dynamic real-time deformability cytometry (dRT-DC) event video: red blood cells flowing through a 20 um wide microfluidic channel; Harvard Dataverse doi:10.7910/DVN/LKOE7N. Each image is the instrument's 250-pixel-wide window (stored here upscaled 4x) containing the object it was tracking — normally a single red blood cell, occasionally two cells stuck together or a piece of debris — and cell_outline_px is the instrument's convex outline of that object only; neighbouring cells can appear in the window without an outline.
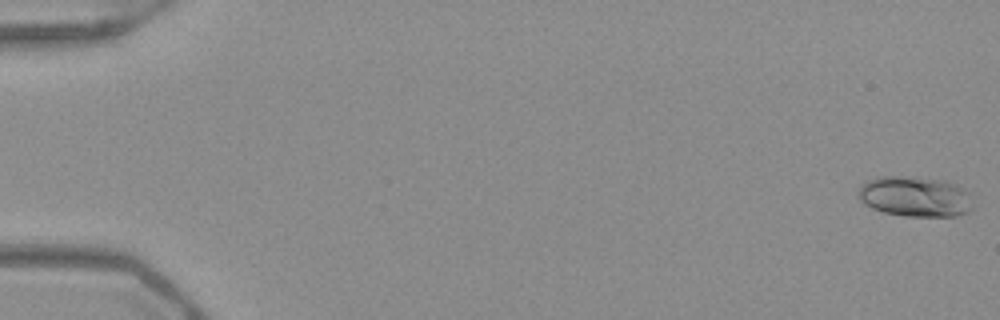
{"species": "Egyptian fruit bat (a non-hibernating species)", "species_latin": "Rousettus aegyptiacus", "temperature_condition": "warm", "stored_images_in_passage": 16, "camera_frame_rate_fps": 3000, "um_per_image_px": 0.085, "frame": {"image": 1, "passage_image": 1, "time_ms": 0.0, "image_size_px": [1000, 320], "cell_outline_px": [[972, 208], [968, 212], [956, 216], [904, 216], [884, 212], [872, 208], [864, 204], [860, 200], [860, 184], [868, 180], [880, 176], [900, 176], [944, 180], [956, 184], [964, 188], [968, 192]], "centroid_in_image_um": [77.78, 16.71], "position_along_channel_um": 7.2, "area_um2": 26.88}}
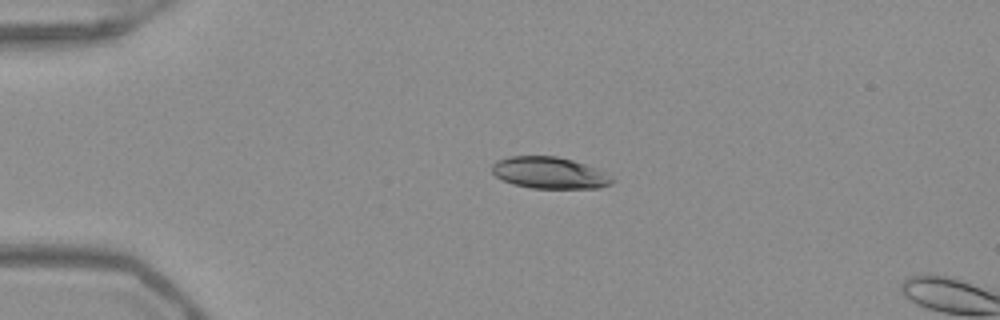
{"frame": {"image": 2, "passage_image": 13, "time_ms": 4.0, "image_size_px": [1000, 320], "cell_outline_px": [[616, 180], [612, 184], [600, 188], [532, 188], [512, 184], [496, 176], [492, 172], [492, 164], [496, 160], [508, 156], [556, 156], [572, 160], [596, 168], [612, 176]], "centroid_in_image_um": [46.72, 14.69], "position_along_channel_um": 38.3, "area_um2": 22.25}}